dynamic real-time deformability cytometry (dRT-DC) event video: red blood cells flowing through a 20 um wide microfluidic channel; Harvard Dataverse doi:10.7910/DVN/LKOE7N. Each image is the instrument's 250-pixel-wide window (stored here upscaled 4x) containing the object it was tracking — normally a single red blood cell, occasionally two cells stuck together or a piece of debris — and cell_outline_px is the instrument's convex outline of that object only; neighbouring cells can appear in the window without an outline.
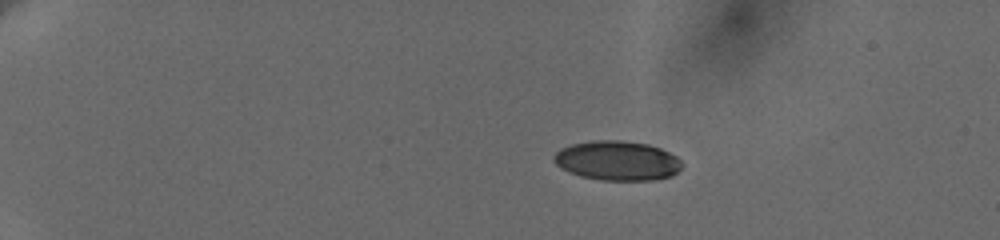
{"species": "human", "species_latin": "Homo sapiens", "temperature_condition": "cold", "stored_images_in_passage": 47, "camera_frame_rate_fps": 3000, "um_per_image_px": 0.085, "donor": {"sex": "female"}, "frame": {"image": 1, "passage_image": 1, "time_ms": 0.0, "image_size_px": [1000, 240], "cell_outline_px": [[684, 164], [672, 176], [652, 180], [600, 180], [580, 176], [560, 168], [552, 160], [552, 156], [560, 148], [572, 144], [592, 140], [620, 140], [648, 144], [660, 148], [676, 156]], "centroid_in_image_um": [52.44, 13.65], "position_along_channel_um": 32.6, "area_um2": 29.65}}
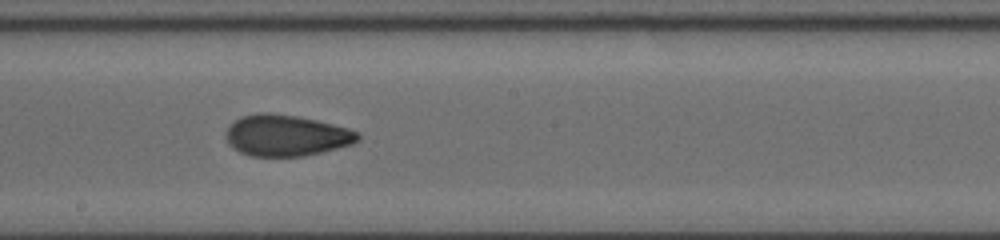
{"frame": {"image": 2, "passage_image": 25, "time_ms": 8.0, "image_size_px": [1000, 240], "cell_outline_px": [[360, 136], [352, 144], [304, 156], [252, 156], [240, 152], [232, 148], [228, 144], [224, 136], [228, 128], [236, 120], [244, 116], [256, 112], [272, 112], [296, 116], [316, 120], [348, 128], [356, 132]], "centroid_in_image_um": [24.28, 11.51], "position_along_channel_um": 223.9, "area_um2": 31.5}}
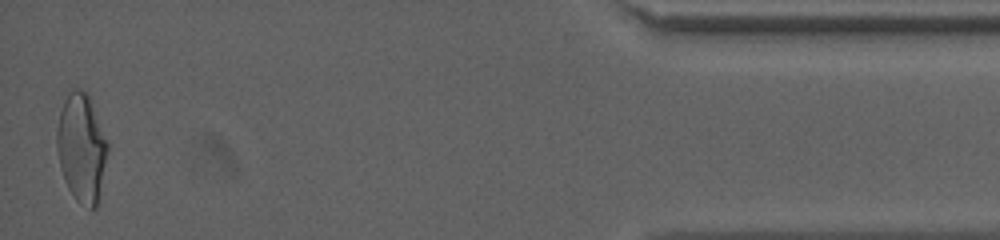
{"frame": {"image": 3, "passage_image": 47, "time_ms": 15.333, "image_size_px": [1000, 240], "cell_outline_px": [[108, 148], [96, 208], [92, 208], [80, 204], [76, 200], [68, 188], [64, 180], [60, 168], [56, 148], [56, 132], [60, 112], [64, 100], [68, 92], [72, 88], [84, 92], [88, 96], [108, 144]], "centroid_in_image_um": [6.89, 12.59], "position_along_channel_um": 428.3, "area_um2": 31.44}, "authors_computed_cell_mechanics": {"area_um2": 31.0964, "velocity_mm_per_s": 3.6494, "shape_relaxation_time_tau1_ms": 5.6745, "shape_relaxation_time_tau2_ms": 2.1512, "deformation_change_tau1": 0.1744, "deformation_change_tau2": 0.0685}}